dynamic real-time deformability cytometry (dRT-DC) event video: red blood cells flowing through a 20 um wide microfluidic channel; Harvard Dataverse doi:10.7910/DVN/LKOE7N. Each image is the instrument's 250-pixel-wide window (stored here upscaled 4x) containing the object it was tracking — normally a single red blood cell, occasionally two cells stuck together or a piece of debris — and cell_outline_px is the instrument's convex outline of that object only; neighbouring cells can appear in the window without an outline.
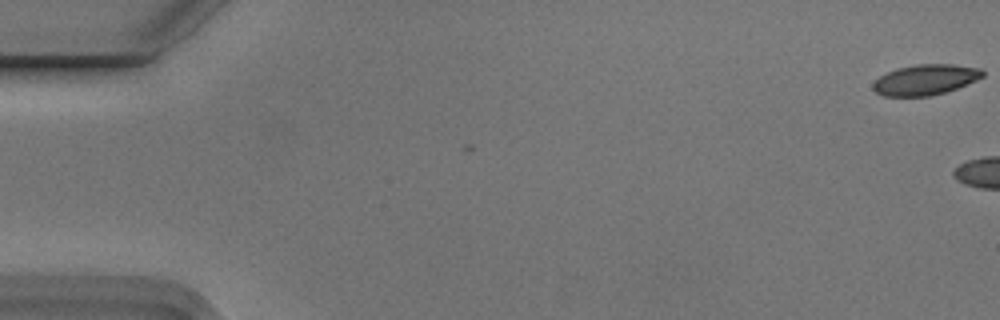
{"species": "Egyptian fruit bat (a non-hibernating species)", "species_latin": "Rousettus aegyptiacus", "temperature_condition": "cold", "stored_images_in_passage": 9, "camera_frame_rate_fps": 3000, "um_per_image_px": 0.085, "animal": {"sex": "male"}, "frame": {"image": 1, "passage_image": 1, "time_ms": 0.0, "image_size_px": [1000, 320], "cell_outline_px": [[984, 76], [976, 80], [956, 88], [944, 92], [928, 96], [884, 96], [876, 92], [872, 88], [872, 84], [880, 76], [896, 68], [916, 64], [952, 64], [980, 68], [984, 72]], "centroid_in_image_um": [78.64, 6.77], "position_along_channel_um": 6.4, "area_um2": 19.36}}
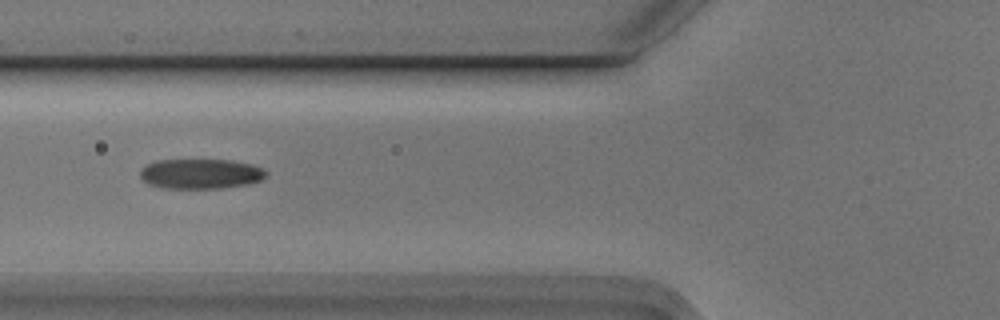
{"frame": {"image": 2, "passage_image": 7, "time_ms": 2.0, "image_size_px": [1000, 320], "cell_outline_px": [[268, 176], [260, 180], [248, 184], [224, 188], [160, 188], [148, 184], [140, 176], [140, 168], [156, 160], [232, 160], [252, 164], [264, 168], [268, 172]], "centroid_in_image_um": [17.08, 14.77], "position_along_channel_um": 108.7, "area_um2": 22.25}}
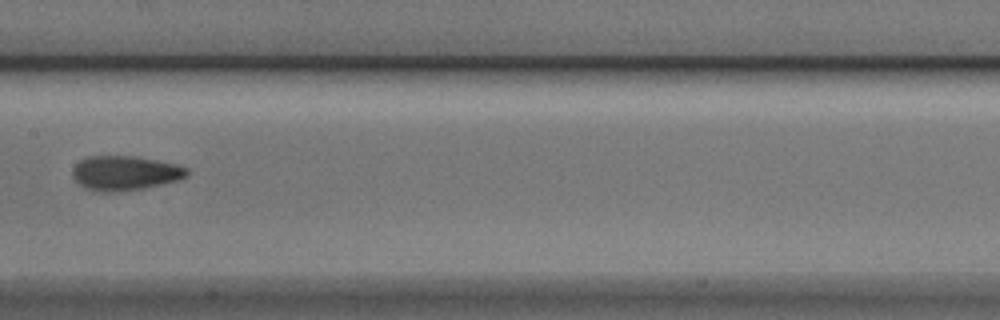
{"frame": {"image": 3, "passage_image": 9, "time_ms": 2.667, "image_size_px": [1000, 320], "cell_outline_px": [[188, 176], [180, 180], [144, 188], [108, 192], [100, 192], [84, 188], [72, 176], [72, 168], [80, 160], [88, 156], [132, 156], [156, 160], [176, 164], [188, 168]], "centroid_in_image_um": [10.62, 14.71], "position_along_channel_um": 196.8, "area_um2": 23.0}}